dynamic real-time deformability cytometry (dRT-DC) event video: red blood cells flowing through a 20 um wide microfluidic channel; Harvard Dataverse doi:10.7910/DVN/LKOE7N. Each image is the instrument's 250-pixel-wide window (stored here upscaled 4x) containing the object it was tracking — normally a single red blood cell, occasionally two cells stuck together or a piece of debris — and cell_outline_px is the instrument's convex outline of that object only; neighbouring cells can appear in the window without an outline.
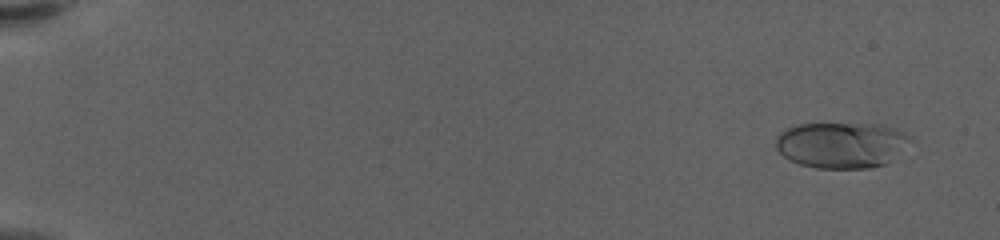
{"species": "human", "species_latin": "Homo sapiens", "temperature_condition": "warm", "stored_images_in_passage": 61, "camera_frame_rate_fps": 3000, "um_per_image_px": 0.085, "donor": {"sex": "female"}, "frame": {"image": 1, "passage_image": 4, "time_ms": 1.0, "image_size_px": [1000, 240], "cell_outline_px": [[912, 136], [884, 164], [872, 168], [816, 168], [800, 164], [788, 160], [776, 148], [776, 136], [780, 132], [796, 124], [876, 124], [896, 128]], "centroid_in_image_um": [71.43, 12.31], "position_along_channel_um": 13.6, "area_um2": 35.49}}
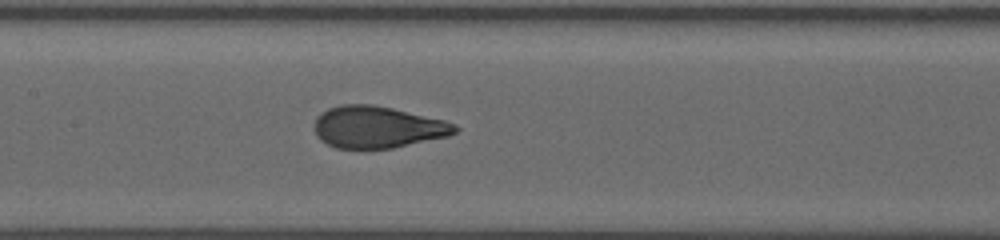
{"frame": {"image": 2, "passage_image": 32, "time_ms": 10.333, "image_size_px": [1000, 240], "cell_outline_px": [[460, 128], [456, 132], [448, 136], [392, 148], [336, 148], [320, 140], [316, 136], [316, 116], [328, 108], [340, 104], [372, 104], [392, 108], [444, 120], [456, 124]], "centroid_in_image_um": [32.09, 10.8], "position_along_channel_um": 175.3, "area_um2": 34.16}}
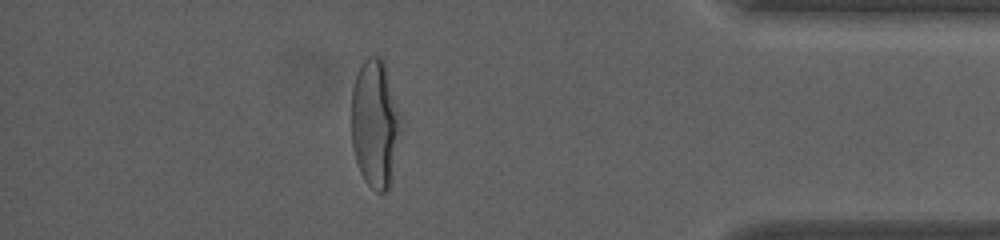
{"frame": {"image": 3, "passage_image": 54, "time_ms": 17.667, "image_size_px": [1000, 240], "cell_outline_px": [[404, 128], [388, 188], [384, 192], [376, 192], [364, 180], [360, 172], [356, 160], [352, 144], [352, 88], [356, 76], [364, 60], [368, 56], [380, 56], [384, 60], [404, 124]], "centroid_in_image_um": [31.92, 10.5], "position_along_channel_um": 403.3, "area_um2": 37.45}, "authors_computed_cell_mechanics": {"area_um2": 34.68, "velocity_mm_per_s": 3.5136, "shape_relaxation_time_tau1_ms": 4.7061, "shape_relaxation_time_tau2_ms": null, "deformation_change_tau1": 0.2237, "deformation_change_tau2": null}}